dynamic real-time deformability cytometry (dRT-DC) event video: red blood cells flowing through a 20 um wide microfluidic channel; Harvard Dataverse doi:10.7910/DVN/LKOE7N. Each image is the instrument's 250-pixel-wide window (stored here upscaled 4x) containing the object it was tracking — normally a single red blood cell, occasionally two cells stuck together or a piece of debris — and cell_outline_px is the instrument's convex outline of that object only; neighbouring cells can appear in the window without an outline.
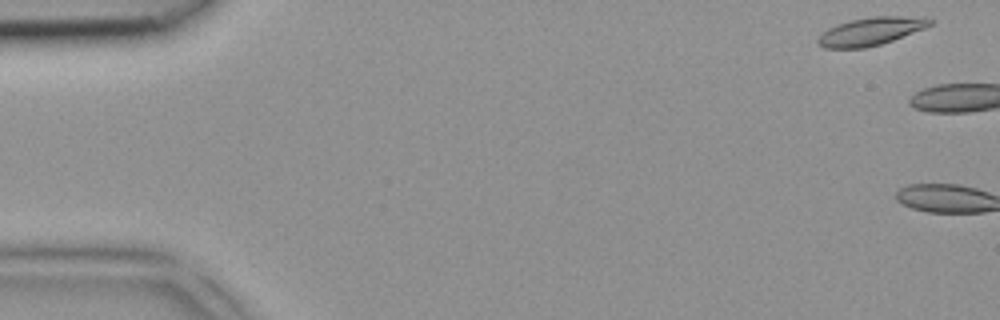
{"species": "common noctule bat (a hibernating species)", "species_latin": "Nyctalus noctula", "temperature_condition": "room temperature", "stored_images_in_passage": 6, "camera_frame_rate_fps": 3000, "um_per_image_px": 0.085, "animal": {"sex": "female", "body_mass_g": 18.4}, "frame": {"image": 1, "passage_image": 1, "time_ms": 0.0, "image_size_px": [1000, 320], "cell_outline_px": [[932, 24], [924, 28], [892, 40], [880, 44], [864, 48], [824, 48], [816, 44], [816, 40], [828, 28], [852, 20], [872, 16], [900, 16], [932, 20]], "centroid_in_image_um": [73.95, 2.68], "position_along_channel_um": 11.1, "area_um2": 17.74}}